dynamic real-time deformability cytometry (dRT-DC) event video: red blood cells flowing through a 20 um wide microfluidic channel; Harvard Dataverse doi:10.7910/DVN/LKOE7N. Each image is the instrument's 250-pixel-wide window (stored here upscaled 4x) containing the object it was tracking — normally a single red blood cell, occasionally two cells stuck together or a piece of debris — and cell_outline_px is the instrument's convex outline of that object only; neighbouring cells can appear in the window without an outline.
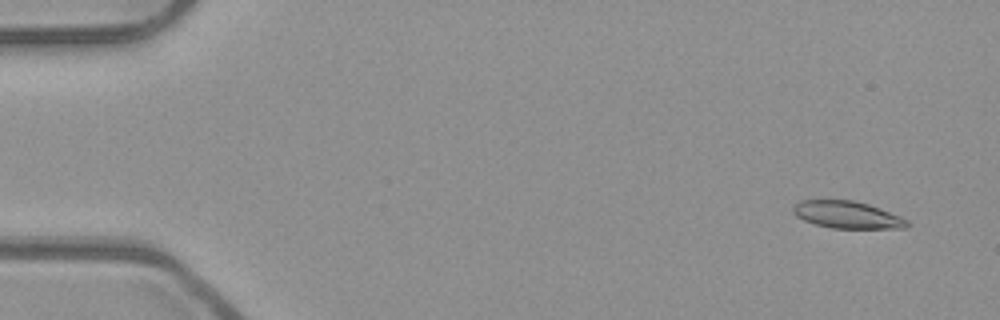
{"species": "common noctule bat (a hibernating species)", "species_latin": "Nyctalus noctula", "temperature_condition": "room temperature", "stored_images_in_passage": 53, "camera_frame_rate_fps": 3000, "um_per_image_px": 0.085, "animal": {"sex": "male", "body_mass_g": 23.1, "forearm_length_mm": 52.7}, "frame": {"image": 1, "passage_image": 3, "time_ms": 0.667, "image_size_px": [1000, 320], "cell_outline_px": [[912, 224], [908, 228], [832, 228], [816, 224], [804, 220], [796, 216], [792, 212], [792, 208], [800, 200], [852, 200], [868, 204], [880, 208], [900, 216], [908, 220]], "centroid_in_image_um": [72.04, 18.26], "position_along_channel_um": 13.0, "area_um2": 18.09}}
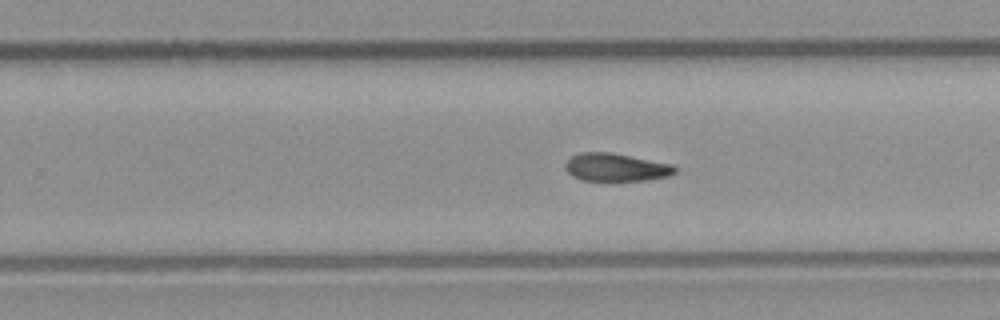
{"frame": {"image": 2, "passage_image": 33, "time_ms": 10.667, "image_size_px": [1000, 320], "cell_outline_px": [[676, 172], [668, 176], [644, 180], [584, 180], [572, 176], [564, 168], [564, 164], [572, 156], [580, 152], [612, 152], [672, 164], [676, 168]], "centroid_in_image_um": [52.34, 14.21], "position_along_channel_um": 277.5, "area_um2": 17.74}}
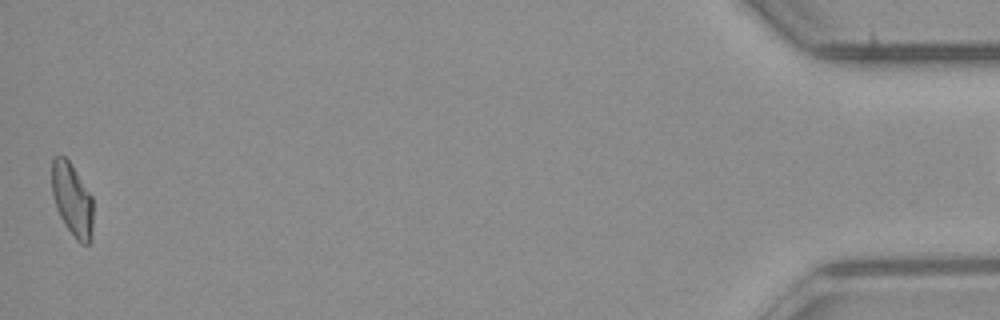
{"frame": {"image": 3, "passage_image": 52, "time_ms": 17.0, "image_size_px": [1000, 320], "cell_outline_px": [[92, 240], [88, 244], [80, 244], [76, 240], [64, 224], [56, 208], [52, 192], [52, 156], [64, 156], [68, 160], [92, 196]], "centroid_in_image_um": [6.13, 17.0], "position_along_channel_um": 429.1, "area_um2": 17.51}}